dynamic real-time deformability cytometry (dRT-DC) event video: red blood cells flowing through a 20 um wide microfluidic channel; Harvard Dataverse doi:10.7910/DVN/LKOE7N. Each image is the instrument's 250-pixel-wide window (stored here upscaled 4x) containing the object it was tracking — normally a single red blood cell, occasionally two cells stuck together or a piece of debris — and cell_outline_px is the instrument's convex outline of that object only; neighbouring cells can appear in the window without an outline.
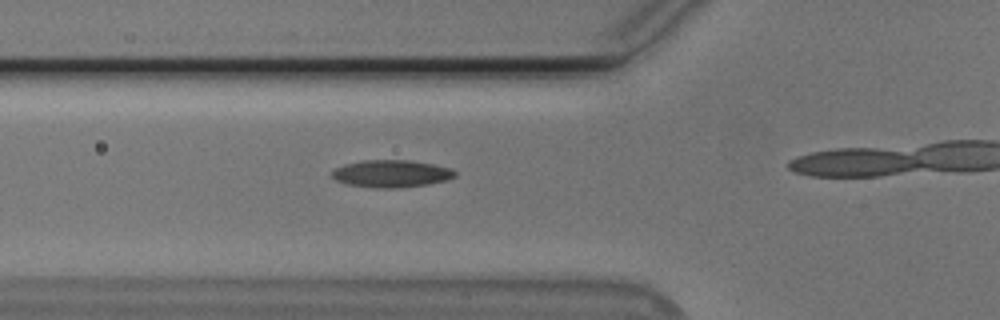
{"species": "Egyptian fruit bat (a non-hibernating species)", "species_latin": "Rousettus aegyptiacus", "temperature_condition": "cold", "stored_images_in_passage": 16, "camera_frame_rate_fps": 3000, "um_per_image_px": 0.085, "animal": {"sex": "male"}, "frame": {"image": 1, "passage_image": 12, "time_ms": 3.667, "image_size_px": [1000, 320], "cell_outline_px": [[456, 176], [448, 180], [428, 184], [400, 188], [372, 188], [344, 184], [336, 180], [332, 176], [332, 172], [336, 168], [344, 164], [364, 160], [412, 160], [452, 168], [456, 172]], "centroid_in_image_um": [33.27, 14.77], "position_along_channel_um": 92.5, "area_um2": 19.83}}